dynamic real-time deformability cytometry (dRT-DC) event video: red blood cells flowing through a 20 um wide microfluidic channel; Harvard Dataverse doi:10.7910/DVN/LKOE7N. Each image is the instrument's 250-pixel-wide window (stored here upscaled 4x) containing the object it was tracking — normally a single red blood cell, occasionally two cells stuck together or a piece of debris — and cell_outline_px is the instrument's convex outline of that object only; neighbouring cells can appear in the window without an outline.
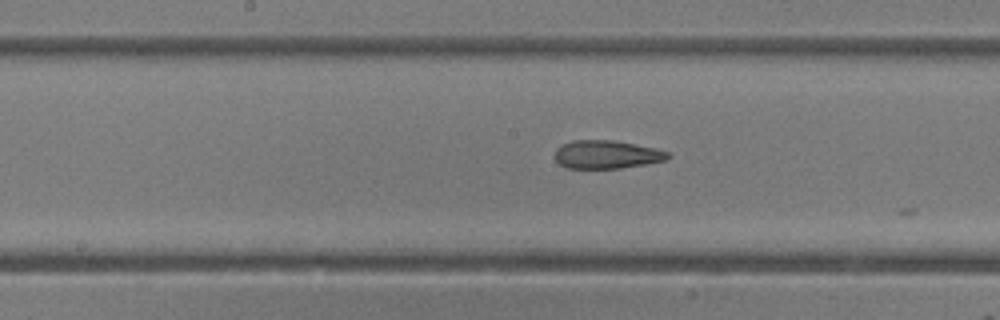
{"species": "common noctule bat (a hibernating species)", "species_latin": "Nyctalus noctula", "temperature_condition": "room temperature", "stored_images_in_passage": 27, "camera_frame_rate_fps": 3000, "um_per_image_px": 0.085, "animal": {"sex": "female"}, "frame": {"image": 1, "passage_image": 26, "time_ms": 8.333, "image_size_px": [1000, 320], "cell_outline_px": [[672, 156], [668, 160], [620, 168], [564, 168], [556, 160], [556, 148], [572, 140], [612, 140], [656, 148], [668, 152]], "centroid_in_image_um": [51.59, 13.13], "position_along_channel_um": 196.6, "area_um2": 18.55}}